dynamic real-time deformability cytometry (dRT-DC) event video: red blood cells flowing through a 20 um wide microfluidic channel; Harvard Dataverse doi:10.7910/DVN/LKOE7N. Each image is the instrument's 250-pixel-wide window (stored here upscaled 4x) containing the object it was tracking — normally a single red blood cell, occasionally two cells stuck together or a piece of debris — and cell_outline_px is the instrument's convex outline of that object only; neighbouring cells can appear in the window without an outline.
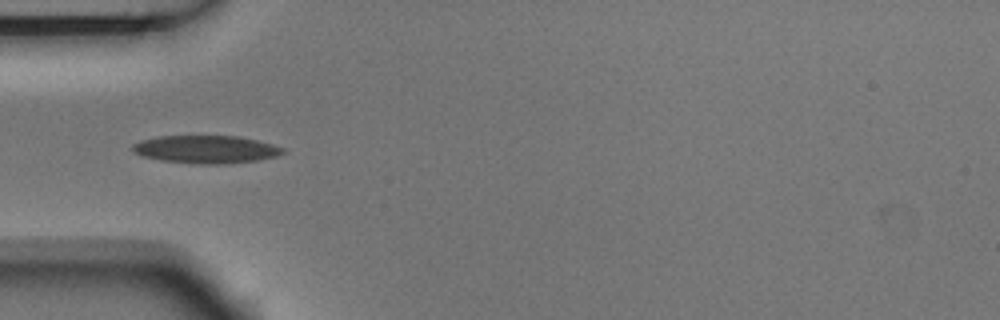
{"species": "Egyptian fruit bat (a non-hibernating species)", "species_latin": "Rousettus aegyptiacus", "temperature_condition": "room temperature", "stored_images_in_passage": 6, "camera_frame_rate_fps": 3000, "um_per_image_px": 0.085, "animal": {"sex": "male"}, "frame": {"image": 1, "passage_image": 4, "time_ms": 1.0, "image_size_px": [1000, 320], "cell_outline_px": [[284, 152], [276, 156], [256, 160], [220, 164], [196, 164], [160, 160], [144, 156], [136, 152], [132, 148], [132, 144], [140, 140], [156, 136], [240, 136], [272, 144], [284, 148]], "centroid_in_image_um": [17.49, 12.69], "position_along_channel_um": 67.5, "area_um2": 24.22}}
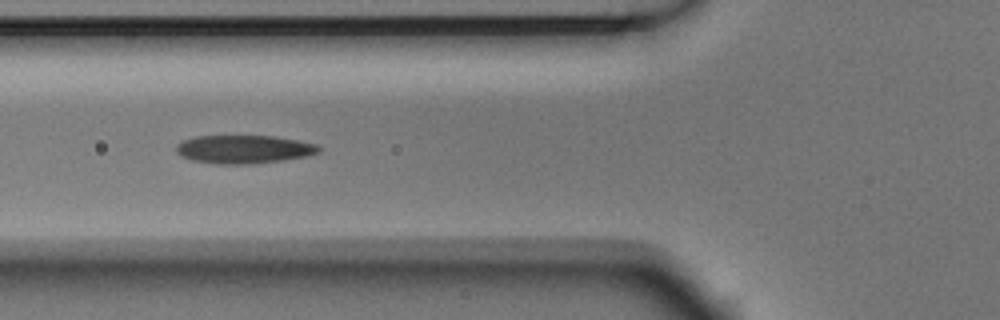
{"frame": {"image": 2, "passage_image": 5, "time_ms": 1.333, "image_size_px": [1000, 320], "cell_outline_px": [[320, 152], [308, 156], [284, 160], [252, 164], [216, 164], [192, 160], [180, 156], [176, 152], [176, 144], [184, 140], [196, 136], [276, 136], [316, 144], [320, 148]], "centroid_in_image_um": [20.72, 12.69], "position_along_channel_um": 105.1, "area_um2": 23.64}}
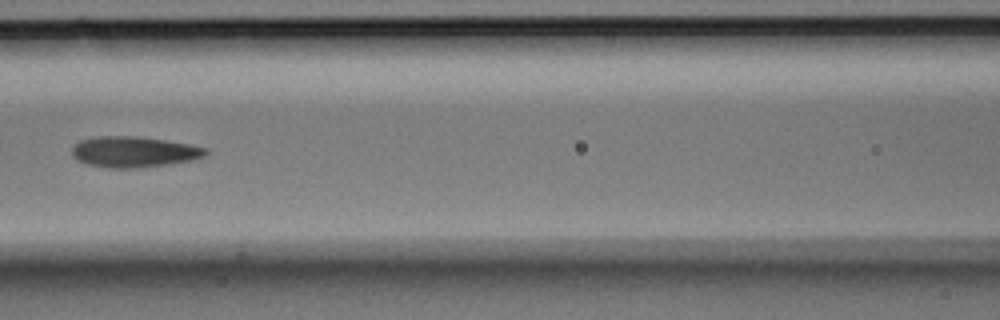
{"frame": {"image": 3, "passage_image": 6, "time_ms": 1.667, "image_size_px": [1000, 320], "cell_outline_px": [[208, 152], [204, 156], [188, 160], [168, 164], [136, 168], [108, 168], [88, 164], [76, 160], [72, 156], [72, 144], [80, 140], [100, 136], [132, 136], [164, 140], [188, 144], [208, 148]], "centroid_in_image_um": [11.32, 12.91], "position_along_channel_um": 155.3, "area_um2": 23.87}}